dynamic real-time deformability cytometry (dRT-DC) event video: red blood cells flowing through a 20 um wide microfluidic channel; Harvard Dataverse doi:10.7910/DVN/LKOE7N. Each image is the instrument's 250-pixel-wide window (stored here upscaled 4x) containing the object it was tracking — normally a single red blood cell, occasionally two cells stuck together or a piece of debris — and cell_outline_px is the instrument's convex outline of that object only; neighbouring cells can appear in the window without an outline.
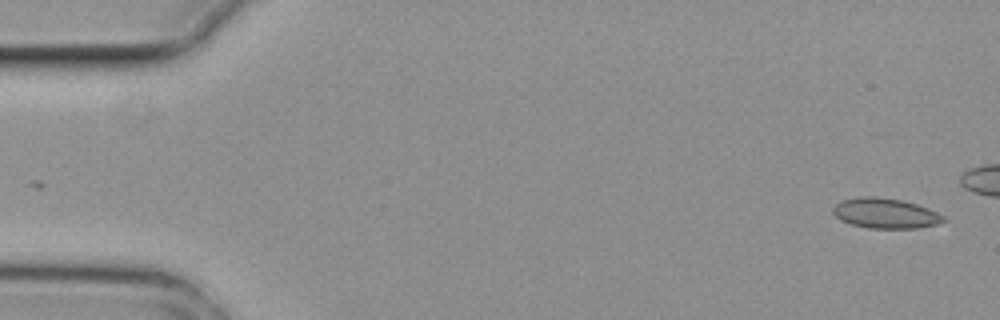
{"species": "common noctule bat (a hibernating species)", "species_latin": "Nyctalus noctula", "temperature_condition": "cold", "stored_images_in_passage": 5, "camera_frame_rate_fps": 3000, "um_per_image_px": 0.085, "animal": {"sex": "female", "body_mass_g": 29.2, "forearm_length_mm": 56.3}, "frame": {"image": 1, "passage_image": 1, "time_ms": 0.0, "image_size_px": [1000, 320], "cell_outline_px": [[948, 220], [936, 224], [916, 228], [868, 228], [852, 224], [840, 220], [832, 212], [832, 208], [836, 204], [844, 200], [860, 196], [876, 196], [904, 200], [928, 208], [944, 216]], "centroid_in_image_um": [75.26, 18.12], "position_along_channel_um": 9.7, "area_um2": 19.42}}
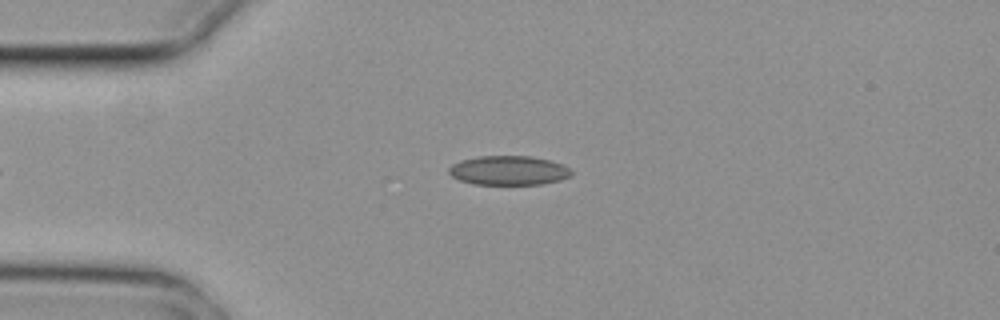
{"frame": {"image": 2, "passage_image": 5, "time_ms": 1.333, "image_size_px": [1000, 320], "cell_outline_px": [[572, 172], [568, 176], [560, 180], [540, 184], [472, 184], [460, 180], [452, 176], [448, 172], [448, 168], [452, 164], [460, 160], [480, 156], [532, 156], [564, 164]], "centroid_in_image_um": [43.2, 14.48], "position_along_channel_um": 41.8, "area_um2": 20.81}}